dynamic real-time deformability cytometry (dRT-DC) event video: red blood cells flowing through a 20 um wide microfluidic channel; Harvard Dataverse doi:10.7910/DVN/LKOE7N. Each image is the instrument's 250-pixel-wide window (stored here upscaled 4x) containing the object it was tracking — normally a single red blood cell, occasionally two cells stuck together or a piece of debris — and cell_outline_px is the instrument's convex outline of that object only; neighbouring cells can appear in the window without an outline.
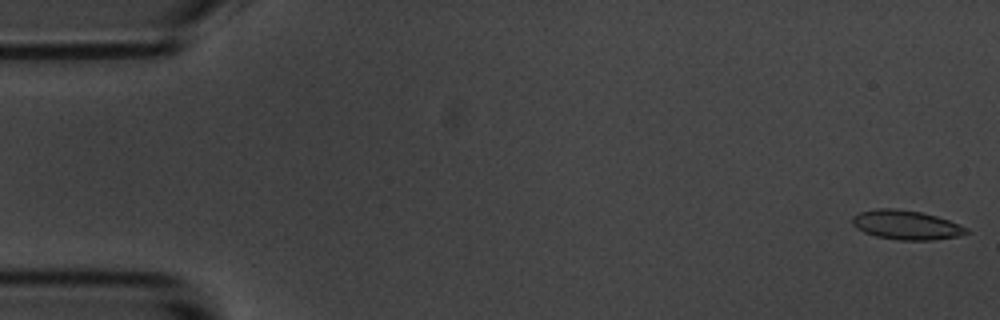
{"species": "common noctule bat (a hibernating species)", "species_latin": "Nyctalus noctula", "temperature_condition": "room temperature", "stored_images_in_passage": 56, "camera_frame_rate_fps": 3000, "um_per_image_px": 0.085, "animal": {"sex": "male", "body_mass_g": 20.1, "forearm_length_mm": 53.5}, "frame": {"image": 1, "passage_image": 1, "time_ms": 0.0, "image_size_px": [1000, 320], "cell_outline_px": [[968, 232], [960, 236], [932, 240], [896, 240], [876, 236], [864, 232], [856, 228], [852, 224], [852, 216], [860, 212], [876, 208], [896, 208], [920, 212], [936, 216], [960, 224], [968, 228]], "centroid_in_image_um": [77.01, 19.12], "position_along_channel_um": 8.0, "area_um2": 19.54}}
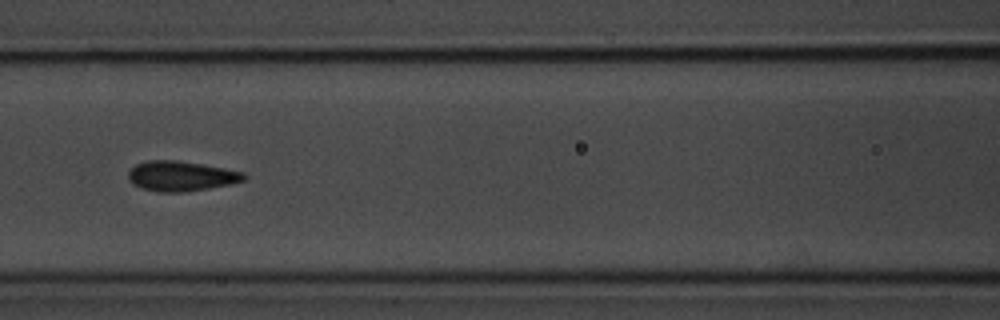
{"frame": {"image": 2, "passage_image": 24, "time_ms": 7.667, "image_size_px": [1000, 320], "cell_outline_px": [[248, 176], [244, 180], [228, 184], [208, 188], [184, 192], [156, 192], [140, 188], [132, 184], [128, 180], [128, 172], [136, 164], [148, 160], [176, 160], [204, 164], [244, 172]], "centroid_in_image_um": [15.36, 14.96], "position_along_channel_um": 151.2, "area_um2": 20.35}}
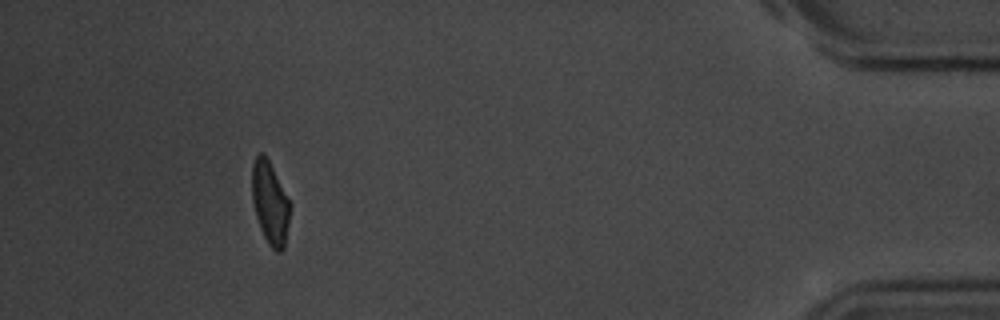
{"frame": {"image": 3, "passage_image": 51, "time_ms": 16.667, "image_size_px": [1000, 320], "cell_outline_px": [[292, 204], [284, 248], [280, 252], [276, 252], [268, 244], [260, 228], [256, 216], [252, 200], [252, 164], [256, 156], [260, 152], [264, 152]], "centroid_in_image_um": [22.96, 17.25], "position_along_channel_um": 412.2, "area_um2": 18.5}, "authors_computed_cell_mechanics": {"area_um2": 19.4497, "velocity_mm_per_s": 3.5952, "shape_relaxation_time_tau1_ms": 2.8614, "shape_relaxation_time_tau2_ms": 1.3535, "deformation_change_tau1": 0.0997, "deformation_change_tau2": 0.0583}}